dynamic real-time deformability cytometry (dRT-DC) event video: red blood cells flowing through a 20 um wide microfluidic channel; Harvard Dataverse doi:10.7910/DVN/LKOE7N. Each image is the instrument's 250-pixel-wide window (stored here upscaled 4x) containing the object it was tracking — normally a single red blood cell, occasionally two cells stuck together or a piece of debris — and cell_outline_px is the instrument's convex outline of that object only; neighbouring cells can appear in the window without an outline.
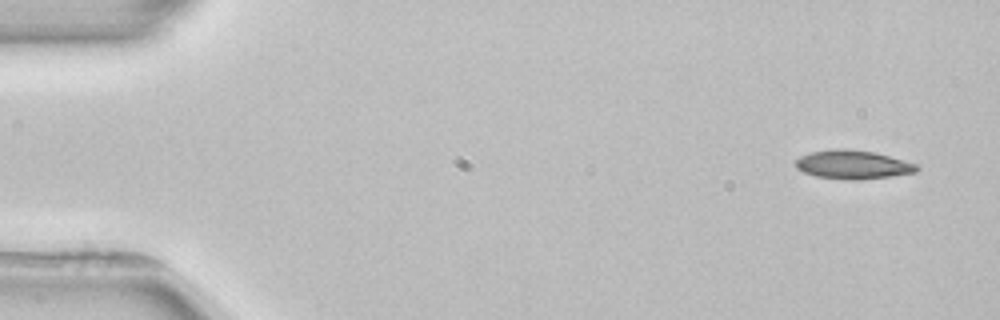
{"species": "common noctule bat (a hibernating species)", "species_latin": "Nyctalus noctula", "temperature_condition": "room temperature", "stored_images_in_passage": 5, "camera_frame_rate_fps": 3000, "um_per_image_px": 0.085, "animal": {"sex": "female", "body_mass_g": 22.7, "forearm_length_mm": 54.2}, "frame": {"image": 1, "passage_image": 1, "time_ms": 0.0, "image_size_px": [1000, 320], "cell_outline_px": [[920, 168], [916, 172], [860, 180], [848, 180], [816, 176], [804, 172], [796, 168], [796, 160], [800, 156], [812, 152], [836, 148], [844, 148], [876, 152], [916, 164]], "centroid_in_image_um": [72.48, 13.99], "position_along_channel_um": 12.5, "area_um2": 20.17}}
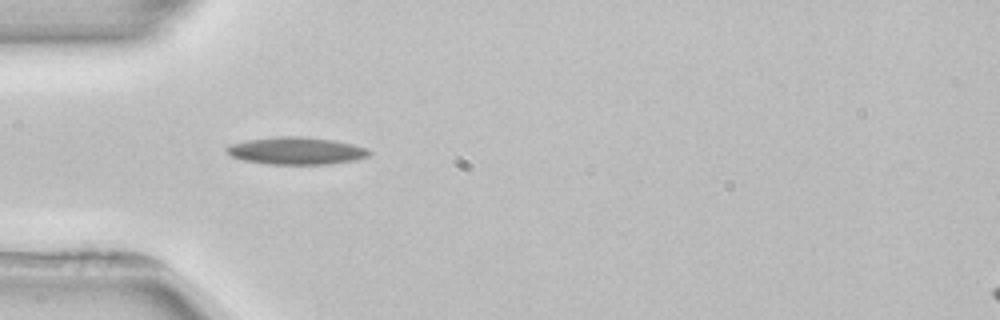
{"frame": {"image": 2, "passage_image": 4, "time_ms": 4.333, "image_size_px": [1000, 320], "cell_outline_px": [[372, 152], [368, 156], [356, 160], [328, 164], [268, 164], [244, 160], [232, 156], [224, 148], [228, 144], [248, 140], [276, 136], [304, 136], [332, 140], [352, 144], [368, 148]], "centroid_in_image_um": [25.19, 12.81], "position_along_channel_um": 59.8, "area_um2": 22.77}}